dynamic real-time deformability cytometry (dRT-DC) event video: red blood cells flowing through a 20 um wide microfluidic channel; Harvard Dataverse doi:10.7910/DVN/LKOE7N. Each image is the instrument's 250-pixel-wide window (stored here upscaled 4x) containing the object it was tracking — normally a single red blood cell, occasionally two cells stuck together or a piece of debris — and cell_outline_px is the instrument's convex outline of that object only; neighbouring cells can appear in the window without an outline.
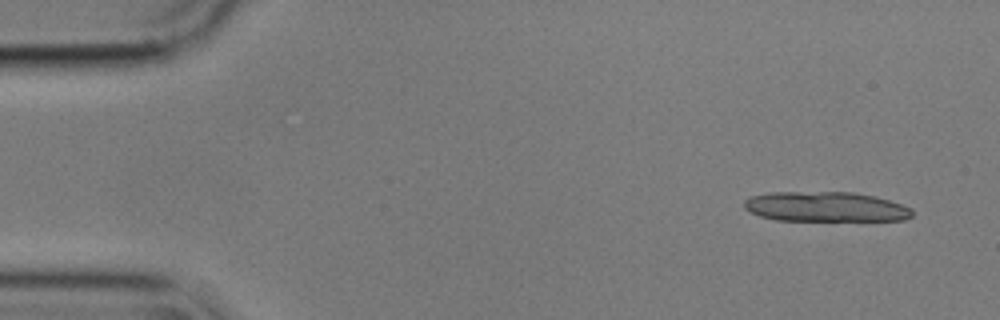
{"species": "common noctule bat (a hibernating species)", "species_latin": "Nyctalus noctula", "temperature_condition": "cold", "stored_images_in_passage": 37, "camera_frame_rate_fps": 3000, "um_per_image_px": 0.085, "animal": {"sex": "male", "body_mass_g": 17.9}, "frame": {"image": 1, "passage_image": 1, "time_ms": 0.0, "image_size_px": [1000, 320], "cell_outline_px": [[912, 216], [904, 220], [776, 220], [760, 216], [744, 208], [744, 200], [752, 196], [768, 192], [852, 192], [872, 196], [888, 200], [912, 208]], "centroid_in_image_um": [70.15, 17.57], "position_along_channel_um": 14.9, "area_um2": 29.07}}